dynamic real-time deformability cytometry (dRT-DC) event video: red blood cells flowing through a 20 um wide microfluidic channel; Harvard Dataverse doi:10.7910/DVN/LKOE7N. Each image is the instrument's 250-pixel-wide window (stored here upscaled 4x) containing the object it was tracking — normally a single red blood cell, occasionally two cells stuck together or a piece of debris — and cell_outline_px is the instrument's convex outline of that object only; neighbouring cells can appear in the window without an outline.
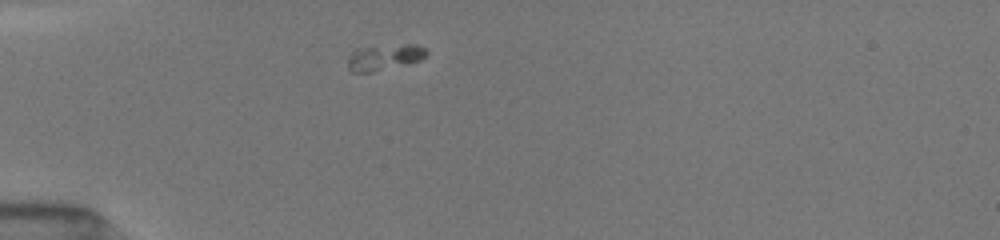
{"species": "common noctule bat (a hibernating species)", "species_latin": "Nyctalus noctula", "temperature_condition": "room temperature", "stored_images_in_passage": 38, "camera_frame_rate_fps": 3000, "um_per_image_px": 0.085, "animal": {"sex": "female", "body_mass_g": 19.5, "forearm_length_mm": 54.1}, "frame": {"image": 1, "passage_image": 1, "time_ms": 0.0, "image_size_px": [1000, 240], "cell_outline_px": [[428, 52], [420, 60], [372, 72], [352, 72], [348, 68], [348, 60], [352, 52], [368, 48], [408, 44], [416, 44], [424, 48]], "centroid_in_image_um": [32.69, 4.88], "position_along_channel_um": 52.3, "area_um2": 11.21}}